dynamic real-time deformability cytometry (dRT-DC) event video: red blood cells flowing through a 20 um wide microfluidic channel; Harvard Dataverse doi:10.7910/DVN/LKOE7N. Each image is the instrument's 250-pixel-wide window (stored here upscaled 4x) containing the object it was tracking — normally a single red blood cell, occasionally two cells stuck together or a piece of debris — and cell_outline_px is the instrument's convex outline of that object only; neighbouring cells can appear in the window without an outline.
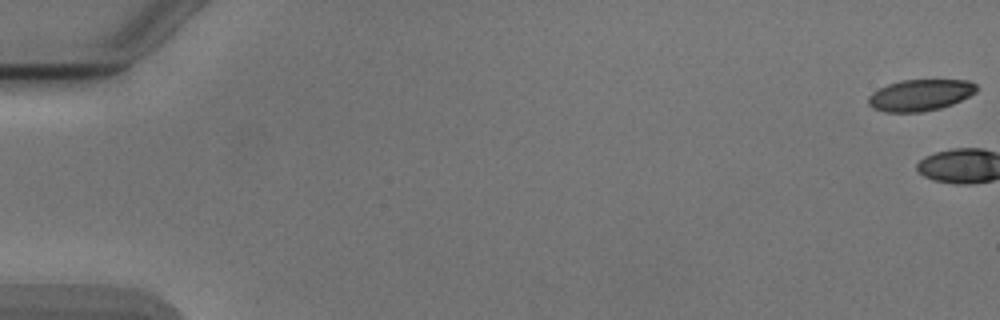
{"species": "Egyptian fruit bat (a non-hibernating species)", "species_latin": "Rousettus aegyptiacus", "temperature_condition": "cold", "stored_images_in_passage": 3, "camera_frame_rate_fps": 3000, "um_per_image_px": 0.085, "animal": {"sex": "male"}, "frame": {"image": 1, "passage_image": 1, "time_ms": 0.0, "image_size_px": [1000, 320], "cell_outline_px": [[976, 92], [952, 104], [940, 108], [920, 112], [884, 112], [872, 108], [868, 104], [868, 96], [872, 92], [888, 84], [900, 80], [968, 80], [976, 84]], "centroid_in_image_um": [78.18, 8.08], "position_along_channel_um": 6.8, "area_um2": 19.77}}